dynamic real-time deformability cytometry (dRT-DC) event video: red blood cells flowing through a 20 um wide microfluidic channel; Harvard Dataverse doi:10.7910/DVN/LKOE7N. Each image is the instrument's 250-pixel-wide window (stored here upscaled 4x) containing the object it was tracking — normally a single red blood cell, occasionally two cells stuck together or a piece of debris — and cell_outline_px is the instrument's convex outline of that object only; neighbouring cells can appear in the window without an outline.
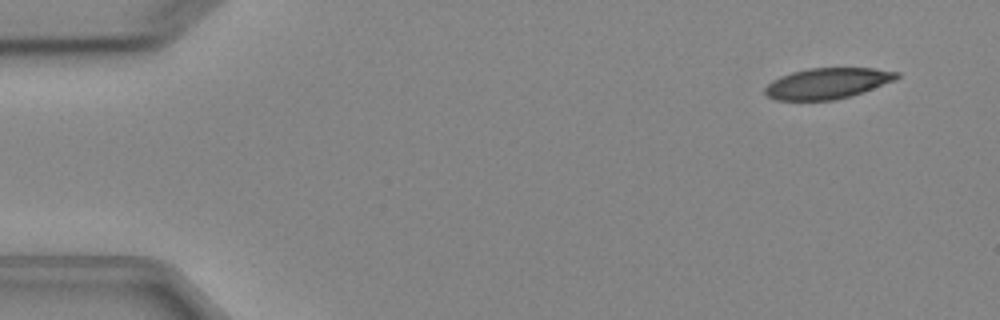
{"species": "Egyptian fruit bat (a non-hibernating species)", "species_latin": "Rousettus aegyptiacus", "temperature_condition": "cold", "stored_images_in_passage": 5, "camera_frame_rate_fps": 3000, "um_per_image_px": 0.085, "animal": {"sex": "female"}, "frame": {"image": 1, "passage_image": 1, "time_ms": 0.0, "image_size_px": [1000, 320], "cell_outline_px": [[900, 76], [896, 80], [852, 96], [832, 100], [776, 100], [768, 96], [764, 92], [764, 88], [772, 80], [780, 76], [792, 72], [808, 68], [872, 68], [900, 72]], "centroid_in_image_um": [70.34, 7.08], "position_along_channel_um": 14.7, "area_um2": 23.76}}